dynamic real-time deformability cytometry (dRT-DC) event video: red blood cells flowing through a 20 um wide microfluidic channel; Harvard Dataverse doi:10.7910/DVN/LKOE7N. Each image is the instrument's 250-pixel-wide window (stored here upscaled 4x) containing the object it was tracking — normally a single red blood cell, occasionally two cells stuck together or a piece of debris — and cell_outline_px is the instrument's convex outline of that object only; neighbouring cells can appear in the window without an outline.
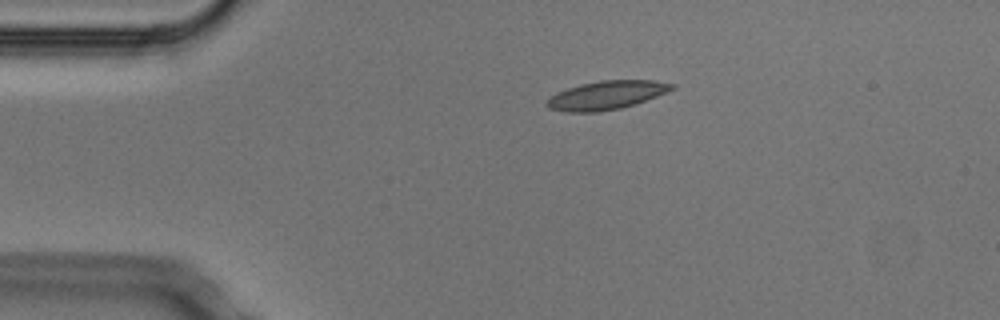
{"species": "Egyptian fruit bat (a non-hibernating species)", "species_latin": "Rousettus aegyptiacus", "temperature_condition": "cold", "stored_images_in_passage": 3, "segment_of_instrument_passage": [1, 2], "camera_frame_rate_fps": 3000, "um_per_image_px": 0.085, "animal": {"sex": "male"}, "frame": {"image": 1, "passage_image": 1, "time_ms": 0.0, "image_size_px": [1000, 320], "cell_outline_px": [[676, 88], [668, 92], [636, 104], [620, 108], [596, 112], [564, 112], [548, 108], [544, 104], [556, 92], [580, 84], [600, 80], [652, 80], [676, 84]], "centroid_in_image_um": [51.57, 8.09], "position_along_channel_um": 33.4, "area_um2": 20.98}}